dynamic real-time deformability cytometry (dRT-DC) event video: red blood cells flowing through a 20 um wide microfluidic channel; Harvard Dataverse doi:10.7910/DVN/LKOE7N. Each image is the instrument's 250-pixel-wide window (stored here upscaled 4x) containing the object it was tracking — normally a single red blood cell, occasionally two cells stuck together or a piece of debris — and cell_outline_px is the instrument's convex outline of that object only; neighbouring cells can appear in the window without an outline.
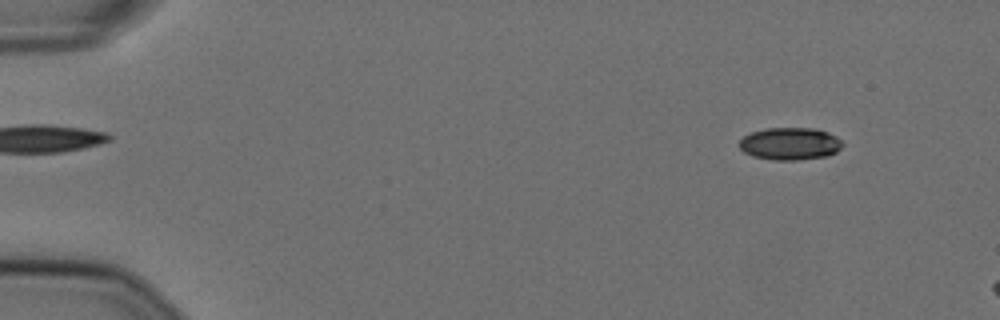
{"species": "Egyptian fruit bat (a non-hibernating species)", "species_latin": "Rousettus aegyptiacus", "temperature_condition": "cold", "stored_images_in_passage": 12, "camera_frame_rate_fps": 3000, "um_per_image_px": 0.085, "animal": {"sex": "female"}, "frame": {"image": 1, "passage_image": 6, "time_ms": 1.667, "image_size_px": [1000, 320], "cell_outline_px": [[844, 144], [836, 152], [828, 156], [796, 160], [772, 160], [752, 156], [744, 152], [740, 148], [740, 140], [744, 136], [752, 132], [764, 128], [816, 128], [828, 132], [836, 136]], "centroid_in_image_um": [67.16, 12.21], "position_along_channel_um": 17.8, "area_um2": 19.59}}